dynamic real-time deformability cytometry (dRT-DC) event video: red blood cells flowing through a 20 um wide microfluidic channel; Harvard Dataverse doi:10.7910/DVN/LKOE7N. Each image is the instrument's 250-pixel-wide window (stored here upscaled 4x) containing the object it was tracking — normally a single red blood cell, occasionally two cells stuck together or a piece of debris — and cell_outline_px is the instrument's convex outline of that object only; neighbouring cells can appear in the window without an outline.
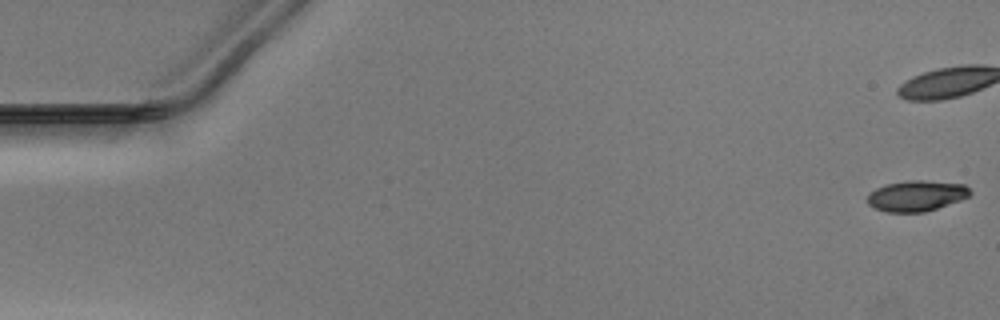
{"species": "Egyptian fruit bat (a non-hibernating species)", "species_latin": "Rousettus aegyptiacus", "temperature_condition": "warm", "stored_images_in_passage": 41, "camera_frame_rate_fps": 3000, "um_per_image_px": 0.085, "animal": {"sex": "male"}, "frame": {"image": 1, "passage_image": 1, "time_ms": 0.0, "image_size_px": [1000, 320], "cell_outline_px": [[972, 192], [968, 196], [960, 200], [924, 212], [888, 212], [872, 208], [868, 204], [868, 192], [876, 188], [888, 184], [908, 180], [920, 180], [964, 184]], "centroid_in_image_um": [77.86, 16.64], "position_along_channel_um": 7.1, "area_um2": 18.26}}